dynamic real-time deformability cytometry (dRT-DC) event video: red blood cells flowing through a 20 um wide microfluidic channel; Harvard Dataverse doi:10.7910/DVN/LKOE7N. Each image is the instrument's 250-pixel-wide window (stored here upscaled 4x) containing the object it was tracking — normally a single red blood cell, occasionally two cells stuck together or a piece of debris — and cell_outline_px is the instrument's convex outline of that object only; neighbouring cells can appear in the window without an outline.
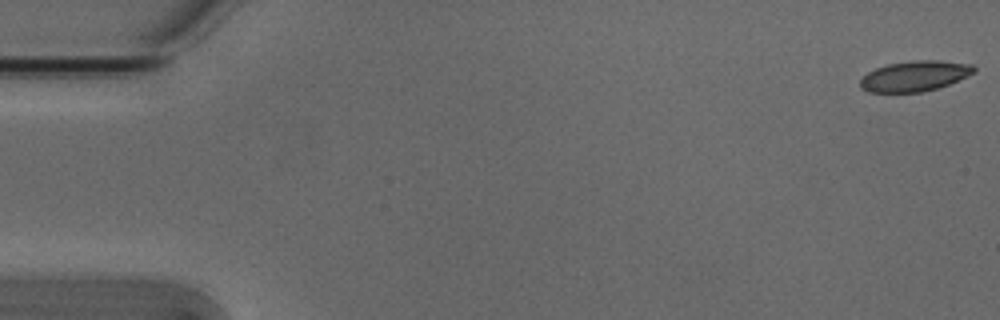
{"species": "Egyptian fruit bat (a non-hibernating species)", "species_latin": "Rousettus aegyptiacus", "temperature_condition": "cold", "stored_images_in_passage": 13, "camera_frame_rate_fps": 3000, "um_per_image_px": 0.085, "animal": {"sex": "male"}, "frame": {"image": 1, "passage_image": 1, "time_ms": 0.0, "image_size_px": [1000, 320], "cell_outline_px": [[976, 72], [948, 84], [936, 88], [920, 92], [868, 92], [860, 88], [860, 80], [868, 72], [876, 68], [888, 64], [916, 60], [940, 60], [972, 64], [976, 68]], "centroid_in_image_um": [77.75, 6.46], "position_along_channel_um": 7.2, "area_um2": 20.06}}